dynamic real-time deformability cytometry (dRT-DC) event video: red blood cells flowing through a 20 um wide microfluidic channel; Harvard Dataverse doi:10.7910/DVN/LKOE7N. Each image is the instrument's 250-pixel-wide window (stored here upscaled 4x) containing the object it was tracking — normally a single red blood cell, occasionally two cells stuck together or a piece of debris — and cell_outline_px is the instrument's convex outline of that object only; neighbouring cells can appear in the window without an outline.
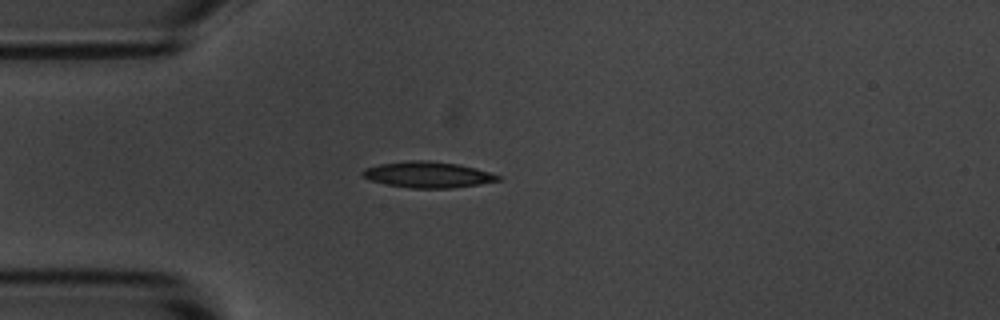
{"species": "common noctule bat (a hibernating species)", "species_latin": "Nyctalus noctula", "temperature_condition": "room temperature", "stored_images_in_passage": 34, "camera_frame_rate_fps": 3000, "um_per_image_px": 0.085, "animal": {"sex": "male", "body_mass_g": 20.1, "forearm_length_mm": 53.5}, "frame": {"image": 1, "passage_image": 1, "time_ms": 0.0, "image_size_px": [1000, 320], "cell_outline_px": [[500, 180], [480, 184], [452, 188], [412, 188], [388, 184], [368, 180], [360, 172], [364, 168], [380, 164], [408, 160], [428, 160], [460, 164], [476, 168], [500, 176]], "centroid_in_image_um": [36.35, 14.84], "position_along_channel_um": 48.6, "area_um2": 20.52}}
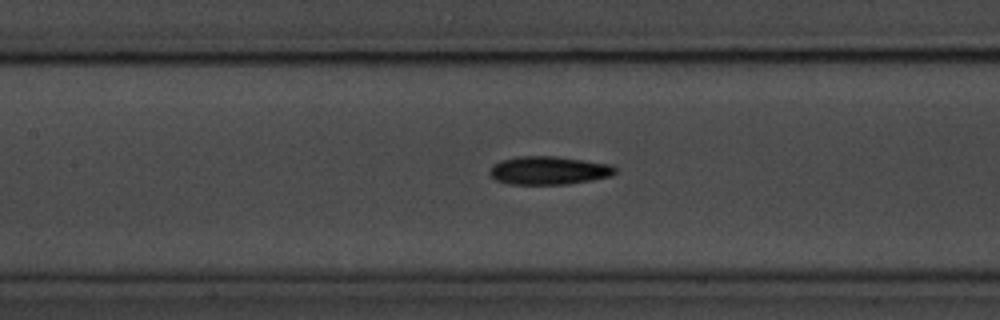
{"frame": {"image": 2, "passage_image": 11, "time_ms": 3.333, "image_size_px": [1000, 320], "cell_outline_px": [[616, 172], [612, 176], [592, 180], [568, 184], [508, 184], [496, 180], [488, 172], [492, 164], [500, 160], [516, 156], [556, 156], [612, 164], [616, 168]], "centroid_in_image_um": [46.64, 14.48], "position_along_channel_um": 160.8, "area_um2": 20.92}}
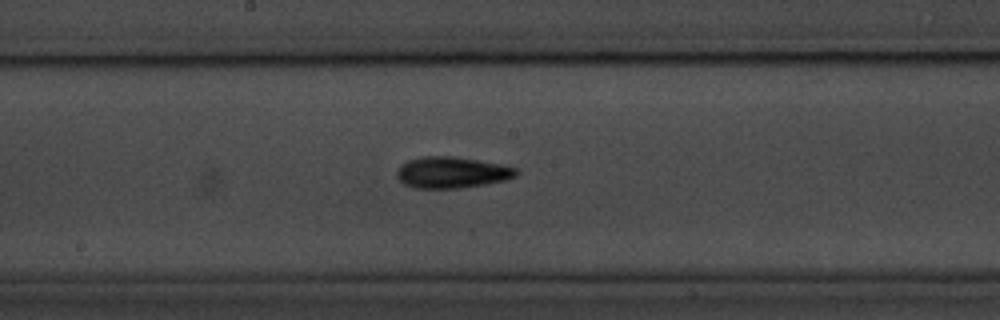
{"frame": {"image": 3, "passage_image": 15, "time_ms": 4.667, "image_size_px": [1000, 320], "cell_outline_px": [[520, 172], [516, 176], [508, 180], [460, 188], [412, 188], [404, 184], [396, 176], [396, 168], [400, 164], [408, 160], [424, 156], [452, 156], [500, 164], [516, 168]], "centroid_in_image_um": [38.38, 14.66], "position_along_channel_um": 209.8, "area_um2": 21.91}, "authors_computed_cell_mechanics": {"area_um2": 19.8254, "velocity_mm_per_s": 3.6821, "shape_relaxation_time_tau1_ms": 3.7043, "shape_relaxation_time_tau2_ms": 5.4585, "deformation_change_tau1": 0.1409, "deformation_change_tau2": 0.1453}}